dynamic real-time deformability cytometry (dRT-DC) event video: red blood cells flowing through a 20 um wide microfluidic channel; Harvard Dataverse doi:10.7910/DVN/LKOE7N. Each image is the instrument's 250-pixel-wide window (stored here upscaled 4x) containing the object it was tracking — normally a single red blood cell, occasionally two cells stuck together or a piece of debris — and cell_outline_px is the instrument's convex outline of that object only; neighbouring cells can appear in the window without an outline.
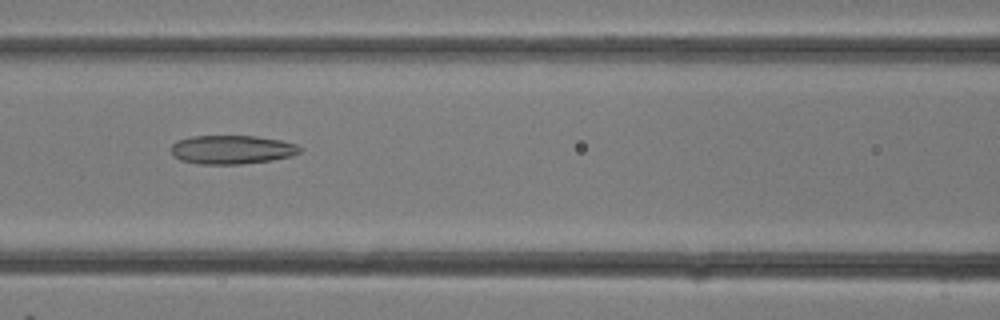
{"species": "common noctule bat (a hibernating species)", "species_latin": "Nyctalus noctula", "temperature_condition": "room temperature", "stored_images_in_passage": 31, "camera_frame_rate_fps": 3000, "um_per_image_px": 0.085, "animal": {"sex": "female"}, "frame": {"image": 1, "passage_image": 14, "time_ms": 4.333, "image_size_px": [1000, 320], "cell_outline_px": [[300, 152], [292, 156], [272, 160], [240, 164], [200, 164], [180, 160], [172, 156], [172, 144], [176, 140], [192, 136], [256, 136], [280, 140], [296, 144], [300, 148]], "centroid_in_image_um": [19.68, 12.72], "position_along_channel_um": 146.9, "area_um2": 21.62}}
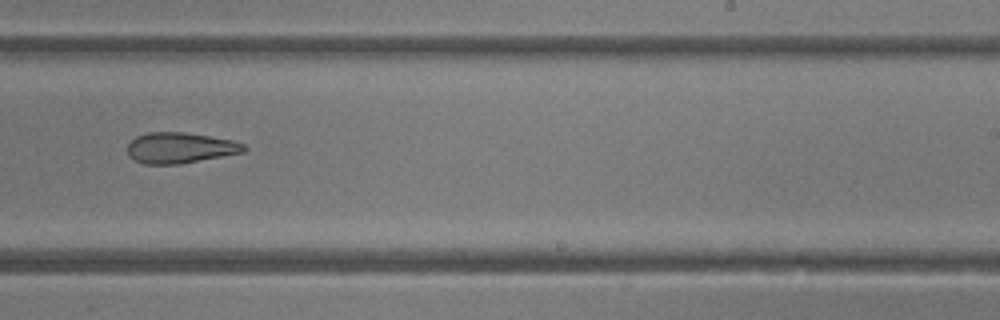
{"frame": {"image": 2, "passage_image": 20, "time_ms": 6.333, "image_size_px": [1000, 320], "cell_outline_px": [[248, 148], [244, 152], [180, 164], [144, 164], [128, 156], [128, 144], [136, 136], [148, 132], [184, 132], [232, 140], [244, 144]], "centroid_in_image_um": [15.3, 12.57], "position_along_channel_um": 273.7, "area_um2": 20.81}}
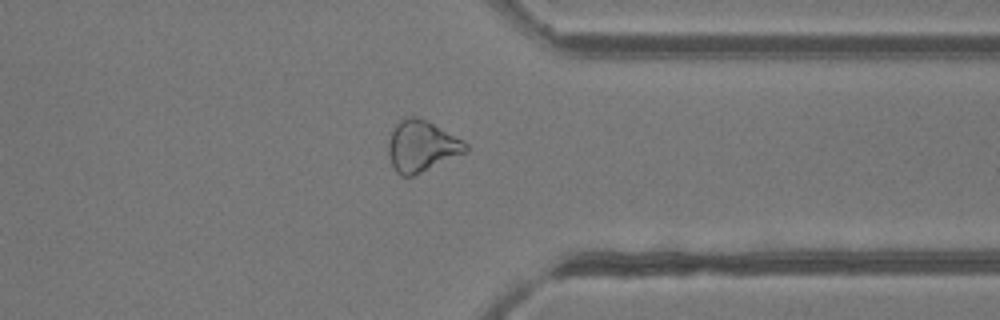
{"frame": {"image": 3, "passage_image": 25, "time_ms": 8.0, "image_size_px": [1000, 320], "cell_outline_px": [[468, 152], [412, 176], [400, 176], [396, 172], [388, 156], [388, 140], [392, 128], [400, 120], [408, 116], [416, 116], [428, 120], [464, 140], [468, 144]], "centroid_in_image_um": [35.84, 12.4], "position_along_channel_um": 375.6, "area_um2": 23.41}}